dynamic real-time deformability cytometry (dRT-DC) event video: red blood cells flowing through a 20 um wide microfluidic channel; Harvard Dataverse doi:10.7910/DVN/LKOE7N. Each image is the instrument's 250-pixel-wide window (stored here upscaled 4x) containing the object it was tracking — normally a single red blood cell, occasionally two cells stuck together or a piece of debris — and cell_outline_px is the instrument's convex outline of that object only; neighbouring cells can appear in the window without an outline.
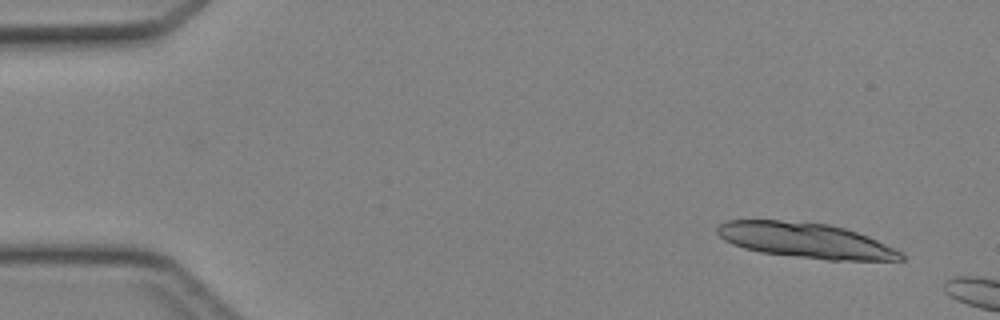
{"species": "Egyptian fruit bat (a non-hibernating species)", "species_latin": "Rousettus aegyptiacus", "temperature_condition": "cold", "stored_images_in_passage": 7, "camera_frame_rate_fps": 3000, "um_per_image_px": 0.085, "animal": {"sex": "female"}, "frame": {"image": 1, "passage_image": 3, "time_ms": 0.667, "image_size_px": [1000, 320], "cell_outline_px": [[904, 260], [828, 260], [760, 252], [744, 248], [732, 244], [724, 240], [716, 232], [716, 228], [720, 224], [728, 220], [780, 220], [828, 224], [844, 228], [868, 236], [900, 252], [904, 256]], "centroid_in_image_um": [68.43, 20.43], "position_along_channel_um": 16.6, "area_um2": 37.28}}